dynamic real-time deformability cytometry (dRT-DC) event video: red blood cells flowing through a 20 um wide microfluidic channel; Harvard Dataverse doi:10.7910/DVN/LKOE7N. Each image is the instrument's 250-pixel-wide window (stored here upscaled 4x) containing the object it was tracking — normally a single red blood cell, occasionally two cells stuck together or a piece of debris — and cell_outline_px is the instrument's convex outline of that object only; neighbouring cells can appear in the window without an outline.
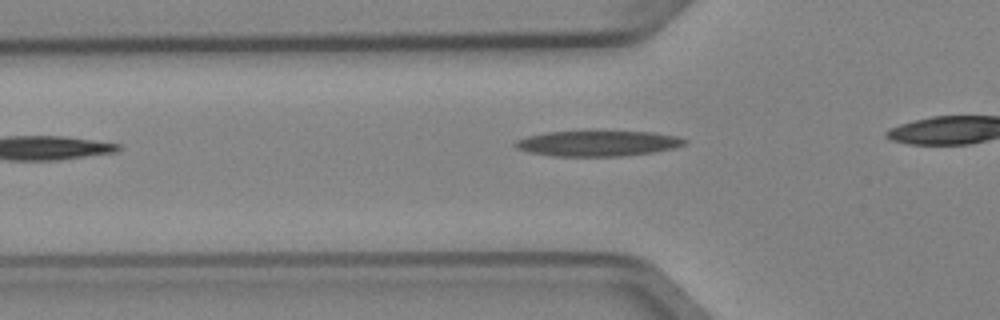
{"species": "Egyptian fruit bat (a non-hibernating species)", "species_latin": "Rousettus aegyptiacus", "temperature_condition": "cold", "stored_images_in_passage": 4, "camera_frame_rate_fps": 3000, "um_per_image_px": 0.085, "animal": {"sex": "female"}, "frame": {"image": 1, "passage_image": 2, "time_ms": 0.333, "image_size_px": [1000, 320], "cell_outline_px": [[688, 140], [684, 144], [676, 148], [656, 152], [620, 156], [552, 156], [528, 152], [516, 148], [512, 144], [516, 140], [528, 136], [544, 132], [652, 132], [680, 136]], "centroid_in_image_um": [50.83, 12.2], "position_along_channel_um": 75.0, "area_um2": 25.2}}
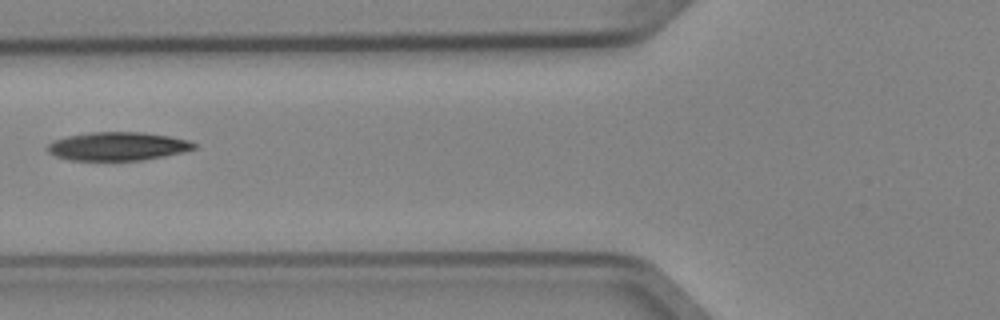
{"frame": {"image": 2, "passage_image": 4, "time_ms": 1.0, "image_size_px": [1000, 320], "cell_outline_px": [[196, 148], [184, 152], [144, 160], [72, 160], [56, 156], [48, 152], [48, 144], [52, 140], [68, 136], [92, 132], [140, 132], [168, 136], [188, 140], [196, 144]], "centroid_in_image_um": [10.01, 12.43], "position_along_channel_um": 115.8, "area_um2": 24.16}}